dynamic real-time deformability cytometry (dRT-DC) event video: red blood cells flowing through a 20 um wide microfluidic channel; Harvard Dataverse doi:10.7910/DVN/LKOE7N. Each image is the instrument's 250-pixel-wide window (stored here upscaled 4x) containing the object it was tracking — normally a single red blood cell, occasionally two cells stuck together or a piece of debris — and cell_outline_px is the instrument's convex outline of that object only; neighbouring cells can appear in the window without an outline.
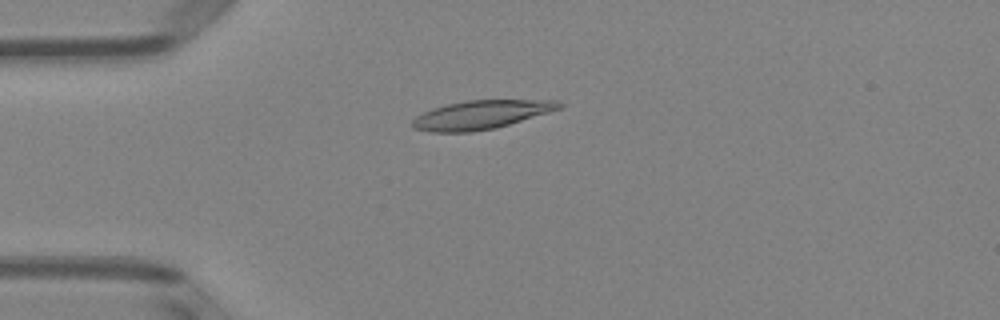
{"species": "Egyptian fruit bat (a non-hibernating species)", "species_latin": "Rousettus aegyptiacus", "temperature_condition": "room temperature", "stored_images_in_passage": 49, "camera_frame_rate_fps": 3000, "um_per_image_px": 0.085, "animal": {"sex": "female"}, "frame": {"image": 1, "passage_image": 11, "time_ms": 3.333, "image_size_px": [1000, 320], "cell_outline_px": [[564, 104], [560, 108], [548, 112], [496, 128], [472, 132], [432, 132], [412, 128], [412, 120], [416, 116], [432, 108], [448, 104], [468, 100], [560, 100]], "centroid_in_image_um": [40.88, 9.75], "position_along_channel_um": 44.1, "area_um2": 24.39}}
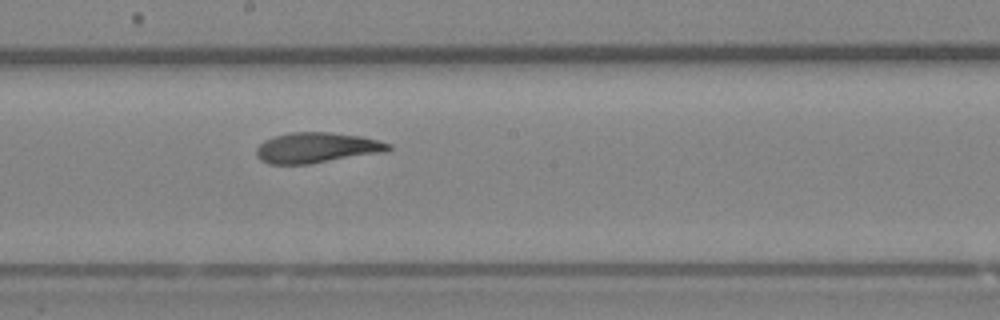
{"frame": {"image": 2, "passage_image": 26, "time_ms": 8.333, "image_size_px": [1000, 320], "cell_outline_px": [[392, 148], [388, 152], [308, 164], [268, 164], [260, 160], [256, 156], [256, 148], [264, 140], [272, 136], [288, 132], [328, 132], [360, 136], [392, 144]], "centroid_in_image_um": [26.91, 12.56], "position_along_channel_um": 221.3, "area_um2": 23.7}}
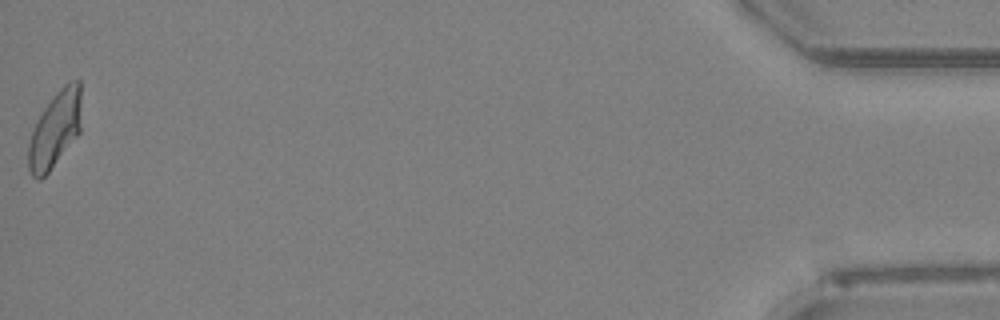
{"frame": {"image": 3, "passage_image": 49, "time_ms": 16.0, "image_size_px": [1000, 320], "cell_outline_px": [[80, 132], [48, 172], [40, 180], [36, 180], [32, 176], [28, 168], [28, 144], [32, 132], [44, 108], [56, 92], [68, 80], [80, 80]], "centroid_in_image_um": [4.67, 11.0], "position_along_channel_um": 430.5, "area_um2": 23.18}, "authors_computed_cell_mechanics": {"area_um2": 23.6402, "velocity_mm_per_s": 3.9738, "shape_relaxation_time_tau1_ms": 5.9002, "shape_relaxation_time_tau2_ms": 2.1271, "deformation_change_tau1": 0.2055, "deformation_change_tau2": 0.1036}}